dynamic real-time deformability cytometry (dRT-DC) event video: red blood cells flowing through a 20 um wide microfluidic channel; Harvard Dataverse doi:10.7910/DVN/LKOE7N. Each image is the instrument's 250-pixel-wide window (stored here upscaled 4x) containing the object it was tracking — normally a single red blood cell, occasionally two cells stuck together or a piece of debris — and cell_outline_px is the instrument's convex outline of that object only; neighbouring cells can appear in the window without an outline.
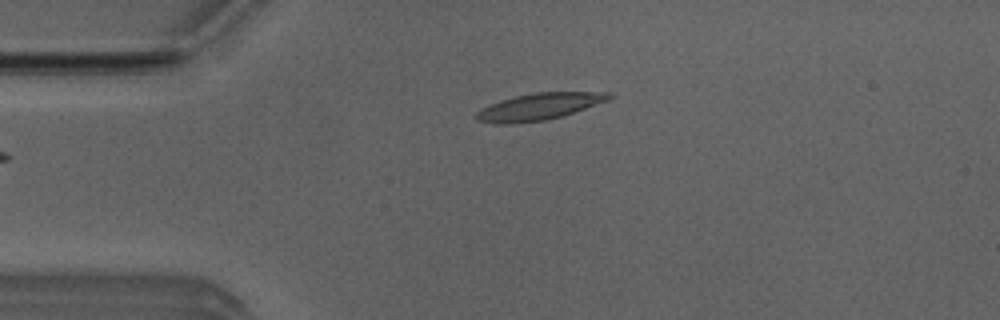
{"species": "Egyptian fruit bat (a non-hibernating species)", "species_latin": "Rousettus aegyptiacus", "temperature_condition": "room temperature", "stored_images_in_passage": 5, "camera_frame_rate_fps": 3000, "um_per_image_px": 0.085, "animal": {"sex": "male"}, "frame": {"image": 1, "passage_image": 5, "time_ms": 1.333, "image_size_px": [1000, 320], "cell_outline_px": [[612, 96], [608, 100], [560, 116], [544, 120], [508, 124], [496, 124], [476, 120], [476, 112], [480, 108], [500, 100], [516, 96], [536, 92], [612, 92]], "centroid_in_image_um": [45.76, 9.06], "position_along_channel_um": 39.2, "area_um2": 20.4}}